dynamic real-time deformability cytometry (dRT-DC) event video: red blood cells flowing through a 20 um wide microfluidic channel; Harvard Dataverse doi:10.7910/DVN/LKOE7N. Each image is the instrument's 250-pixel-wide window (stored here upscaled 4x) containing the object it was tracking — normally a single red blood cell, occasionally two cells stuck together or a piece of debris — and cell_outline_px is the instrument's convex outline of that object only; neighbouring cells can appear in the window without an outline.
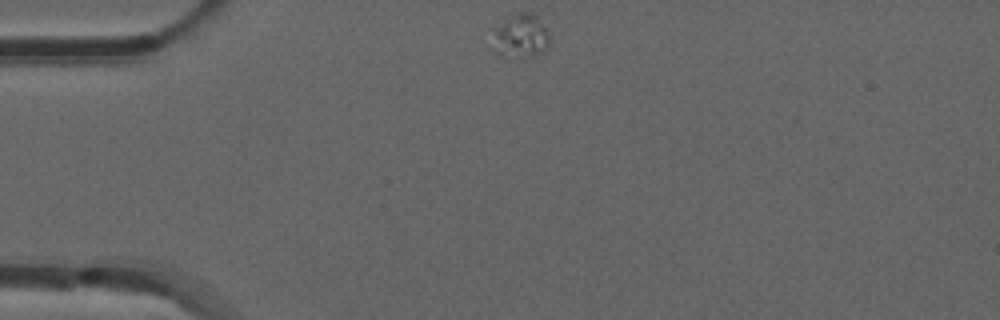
{"species": "common noctule bat (a hibernating species)", "species_latin": "Nyctalus noctula", "temperature_condition": "room temperature", "stored_images_in_passage": 11, "camera_frame_rate_fps": 3000, "um_per_image_px": 0.085, "animal": {"sex": "male", "forearm_length_mm": 52.5}, "frame": {"image": 1, "passage_image": 1, "time_ms": 0.0, "image_size_px": [1000, 320], "cell_outline_px": [[552, 40], [548, 48], [544, 52], [528, 56], [520, 56], [492, 52], [488, 48], [496, 28], [508, 16], [516, 12], [536, 12], [548, 32]], "centroid_in_image_um": [44.27, 3.03], "position_along_channel_um": 40.7, "area_um2": 14.97}}